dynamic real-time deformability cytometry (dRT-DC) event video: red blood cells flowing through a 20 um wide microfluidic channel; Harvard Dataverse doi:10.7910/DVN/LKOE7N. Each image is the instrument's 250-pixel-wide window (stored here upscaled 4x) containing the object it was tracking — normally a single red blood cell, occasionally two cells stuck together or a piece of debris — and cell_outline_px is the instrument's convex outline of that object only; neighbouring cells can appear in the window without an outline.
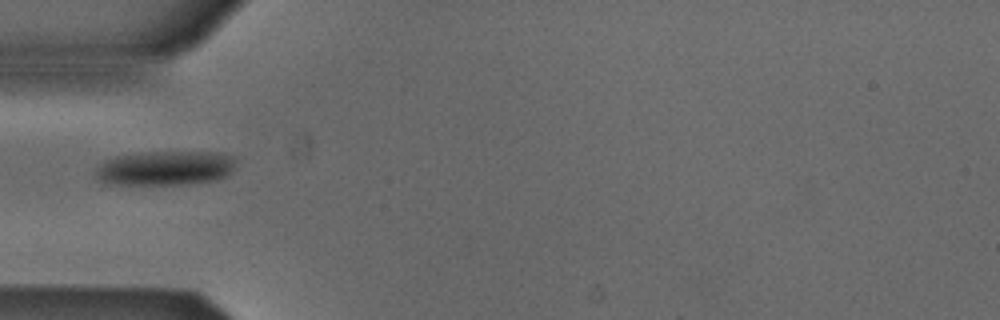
{"species": "Egyptian fruit bat (a non-hibernating species)", "species_latin": "Rousettus aegyptiacus", "temperature_condition": "cold", "stored_images_in_passage": 22, "camera_frame_rate_fps": 3000, "um_per_image_px": 0.085, "animal": {"sex": "male"}, "frame": {"image": 1, "passage_image": 1, "time_ms": 0.0, "image_size_px": [1000, 320], "cell_outline_px": [[236, 160], [232, 172], [216, 180], [184, 184], [104, 184], [96, 180], [92, 172], [104, 160], [116, 156], [140, 152], [224, 152], [236, 156]], "centroid_in_image_um": [14.01, 14.28], "position_along_channel_um": 71.0, "area_um2": 28.78}}
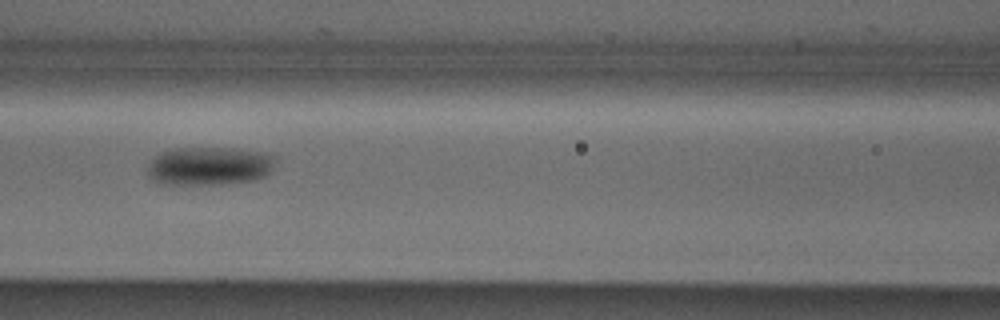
{"frame": {"image": 2, "passage_image": 7, "time_ms": 2.0, "image_size_px": [1000, 320], "cell_outline_px": [[276, 160], [272, 168], [264, 176], [252, 180], [232, 184], [164, 184], [152, 180], [148, 176], [148, 164], [160, 152], [172, 148], [232, 148], [260, 152], [276, 156]], "centroid_in_image_um": [17.77, 14.11], "position_along_channel_um": 148.8, "area_um2": 28.73}}
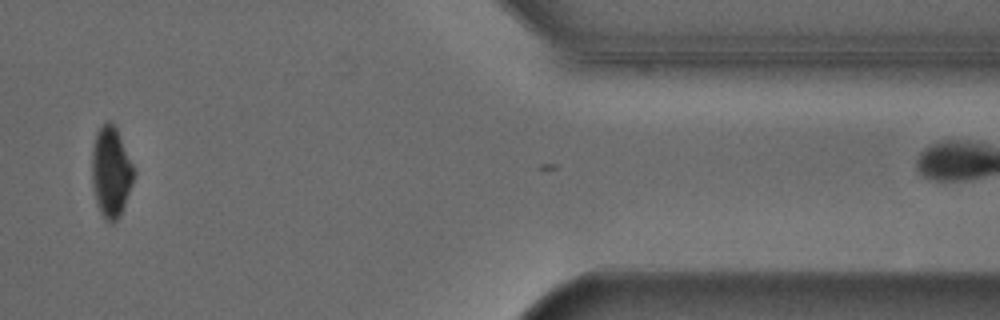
{"frame": {"image": 3, "passage_image": 21, "time_ms": 6.667, "image_size_px": [1000, 320], "cell_outline_px": [[136, 172], [132, 184], [120, 216], [112, 224], [104, 220], [100, 212], [96, 200], [92, 184], [92, 148], [96, 132], [108, 120], [112, 120], [116, 128]], "centroid_in_image_um": [9.43, 14.63], "position_along_channel_um": 402.0, "area_um2": 22.08}}